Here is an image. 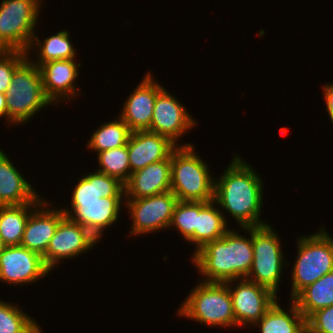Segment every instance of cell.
<instances>
[{"label": "cell", "mask_w": 333, "mask_h": 333, "mask_svg": "<svg viewBox=\"0 0 333 333\" xmlns=\"http://www.w3.org/2000/svg\"><path fill=\"white\" fill-rule=\"evenodd\" d=\"M192 144L178 145L171 154V191L179 201L214 200L215 179Z\"/></svg>", "instance_id": "obj_3"}, {"label": "cell", "mask_w": 333, "mask_h": 333, "mask_svg": "<svg viewBox=\"0 0 333 333\" xmlns=\"http://www.w3.org/2000/svg\"><path fill=\"white\" fill-rule=\"evenodd\" d=\"M28 58L15 69L6 92L7 119L13 125L30 121L36 112L52 104L45 95L39 67Z\"/></svg>", "instance_id": "obj_4"}, {"label": "cell", "mask_w": 333, "mask_h": 333, "mask_svg": "<svg viewBox=\"0 0 333 333\" xmlns=\"http://www.w3.org/2000/svg\"><path fill=\"white\" fill-rule=\"evenodd\" d=\"M197 222V201H177L169 228L174 226L178 229L186 241L195 232Z\"/></svg>", "instance_id": "obj_30"}, {"label": "cell", "mask_w": 333, "mask_h": 333, "mask_svg": "<svg viewBox=\"0 0 333 333\" xmlns=\"http://www.w3.org/2000/svg\"><path fill=\"white\" fill-rule=\"evenodd\" d=\"M45 206H49L46 200L32 210L20 244L41 256L46 253L60 220L65 216L62 209L49 210Z\"/></svg>", "instance_id": "obj_17"}, {"label": "cell", "mask_w": 333, "mask_h": 333, "mask_svg": "<svg viewBox=\"0 0 333 333\" xmlns=\"http://www.w3.org/2000/svg\"><path fill=\"white\" fill-rule=\"evenodd\" d=\"M297 242V260L291 276V300L302 289L333 271V237L325 229L299 237Z\"/></svg>", "instance_id": "obj_6"}, {"label": "cell", "mask_w": 333, "mask_h": 333, "mask_svg": "<svg viewBox=\"0 0 333 333\" xmlns=\"http://www.w3.org/2000/svg\"><path fill=\"white\" fill-rule=\"evenodd\" d=\"M291 301L305 319L315 311L333 305V271L302 289Z\"/></svg>", "instance_id": "obj_24"}, {"label": "cell", "mask_w": 333, "mask_h": 333, "mask_svg": "<svg viewBox=\"0 0 333 333\" xmlns=\"http://www.w3.org/2000/svg\"><path fill=\"white\" fill-rule=\"evenodd\" d=\"M243 229L250 238L231 229L193 255L192 261L205 282L225 283L248 276L253 260L252 227Z\"/></svg>", "instance_id": "obj_2"}, {"label": "cell", "mask_w": 333, "mask_h": 333, "mask_svg": "<svg viewBox=\"0 0 333 333\" xmlns=\"http://www.w3.org/2000/svg\"><path fill=\"white\" fill-rule=\"evenodd\" d=\"M179 307L178 315L209 326H234L232 298L226 283L200 282Z\"/></svg>", "instance_id": "obj_5"}, {"label": "cell", "mask_w": 333, "mask_h": 333, "mask_svg": "<svg viewBox=\"0 0 333 333\" xmlns=\"http://www.w3.org/2000/svg\"><path fill=\"white\" fill-rule=\"evenodd\" d=\"M214 201L230 213L242 228L262 226V180L254 169L236 156L221 177H215Z\"/></svg>", "instance_id": "obj_1"}, {"label": "cell", "mask_w": 333, "mask_h": 333, "mask_svg": "<svg viewBox=\"0 0 333 333\" xmlns=\"http://www.w3.org/2000/svg\"><path fill=\"white\" fill-rule=\"evenodd\" d=\"M306 333H333V305L315 311L306 319Z\"/></svg>", "instance_id": "obj_32"}, {"label": "cell", "mask_w": 333, "mask_h": 333, "mask_svg": "<svg viewBox=\"0 0 333 333\" xmlns=\"http://www.w3.org/2000/svg\"><path fill=\"white\" fill-rule=\"evenodd\" d=\"M163 89L164 87L155 82L151 73L148 72L130 94L119 117L132 132L150 128L156 97Z\"/></svg>", "instance_id": "obj_15"}, {"label": "cell", "mask_w": 333, "mask_h": 333, "mask_svg": "<svg viewBox=\"0 0 333 333\" xmlns=\"http://www.w3.org/2000/svg\"><path fill=\"white\" fill-rule=\"evenodd\" d=\"M49 272L42 256L22 245L5 246L0 253V281L7 284L33 283Z\"/></svg>", "instance_id": "obj_12"}, {"label": "cell", "mask_w": 333, "mask_h": 333, "mask_svg": "<svg viewBox=\"0 0 333 333\" xmlns=\"http://www.w3.org/2000/svg\"><path fill=\"white\" fill-rule=\"evenodd\" d=\"M6 117L7 119V104L6 94L0 92V118Z\"/></svg>", "instance_id": "obj_34"}, {"label": "cell", "mask_w": 333, "mask_h": 333, "mask_svg": "<svg viewBox=\"0 0 333 333\" xmlns=\"http://www.w3.org/2000/svg\"><path fill=\"white\" fill-rule=\"evenodd\" d=\"M40 0H3L0 5V50L24 51L35 35Z\"/></svg>", "instance_id": "obj_7"}, {"label": "cell", "mask_w": 333, "mask_h": 333, "mask_svg": "<svg viewBox=\"0 0 333 333\" xmlns=\"http://www.w3.org/2000/svg\"><path fill=\"white\" fill-rule=\"evenodd\" d=\"M230 280L225 282L232 298L233 312L237 326L256 324L277 300V295L270 289L258 285L246 278L239 279L235 286ZM234 289H233V287Z\"/></svg>", "instance_id": "obj_10"}, {"label": "cell", "mask_w": 333, "mask_h": 333, "mask_svg": "<svg viewBox=\"0 0 333 333\" xmlns=\"http://www.w3.org/2000/svg\"><path fill=\"white\" fill-rule=\"evenodd\" d=\"M33 44H38L37 46L40 48L37 51L39 52L38 60H35V62L32 61L38 67L43 63L53 60L75 59L76 51L72 47L73 45L71 40H69V32L67 30L59 31L57 34L44 39L43 43L34 35L28 50H32L31 48L36 46Z\"/></svg>", "instance_id": "obj_26"}, {"label": "cell", "mask_w": 333, "mask_h": 333, "mask_svg": "<svg viewBox=\"0 0 333 333\" xmlns=\"http://www.w3.org/2000/svg\"><path fill=\"white\" fill-rule=\"evenodd\" d=\"M99 241L85 227L64 216L53 235L46 253L42 256L51 271L61 259L74 258L85 253Z\"/></svg>", "instance_id": "obj_11"}, {"label": "cell", "mask_w": 333, "mask_h": 333, "mask_svg": "<svg viewBox=\"0 0 333 333\" xmlns=\"http://www.w3.org/2000/svg\"><path fill=\"white\" fill-rule=\"evenodd\" d=\"M78 66L81 65L76 64L74 59L53 60L39 66L45 95L53 104L60 99L74 97L79 92L74 85Z\"/></svg>", "instance_id": "obj_18"}, {"label": "cell", "mask_w": 333, "mask_h": 333, "mask_svg": "<svg viewBox=\"0 0 333 333\" xmlns=\"http://www.w3.org/2000/svg\"><path fill=\"white\" fill-rule=\"evenodd\" d=\"M215 201H197V222L194 235L188 240L196 244V251L203 248L207 243L222 238L229 230L227 218L224 213L216 208Z\"/></svg>", "instance_id": "obj_21"}, {"label": "cell", "mask_w": 333, "mask_h": 333, "mask_svg": "<svg viewBox=\"0 0 333 333\" xmlns=\"http://www.w3.org/2000/svg\"><path fill=\"white\" fill-rule=\"evenodd\" d=\"M125 186L119 179L98 171L82 177L72 192L71 201H100L101 197H124Z\"/></svg>", "instance_id": "obj_22"}, {"label": "cell", "mask_w": 333, "mask_h": 333, "mask_svg": "<svg viewBox=\"0 0 333 333\" xmlns=\"http://www.w3.org/2000/svg\"><path fill=\"white\" fill-rule=\"evenodd\" d=\"M122 198L101 197L100 201H71V210L62 208V211L99 240L103 229L117 221Z\"/></svg>", "instance_id": "obj_14"}, {"label": "cell", "mask_w": 333, "mask_h": 333, "mask_svg": "<svg viewBox=\"0 0 333 333\" xmlns=\"http://www.w3.org/2000/svg\"><path fill=\"white\" fill-rule=\"evenodd\" d=\"M28 57L24 51L0 50V92L6 94L15 69Z\"/></svg>", "instance_id": "obj_31"}, {"label": "cell", "mask_w": 333, "mask_h": 333, "mask_svg": "<svg viewBox=\"0 0 333 333\" xmlns=\"http://www.w3.org/2000/svg\"><path fill=\"white\" fill-rule=\"evenodd\" d=\"M40 203L0 206V237L5 246L20 245L32 209ZM31 208V209H30Z\"/></svg>", "instance_id": "obj_25"}, {"label": "cell", "mask_w": 333, "mask_h": 333, "mask_svg": "<svg viewBox=\"0 0 333 333\" xmlns=\"http://www.w3.org/2000/svg\"><path fill=\"white\" fill-rule=\"evenodd\" d=\"M27 181L0 150V206L41 203L43 200Z\"/></svg>", "instance_id": "obj_20"}, {"label": "cell", "mask_w": 333, "mask_h": 333, "mask_svg": "<svg viewBox=\"0 0 333 333\" xmlns=\"http://www.w3.org/2000/svg\"><path fill=\"white\" fill-rule=\"evenodd\" d=\"M328 115L333 123V83L323 87Z\"/></svg>", "instance_id": "obj_33"}, {"label": "cell", "mask_w": 333, "mask_h": 333, "mask_svg": "<svg viewBox=\"0 0 333 333\" xmlns=\"http://www.w3.org/2000/svg\"><path fill=\"white\" fill-rule=\"evenodd\" d=\"M130 171L171 157L178 147L170 138L150 131H133L127 142Z\"/></svg>", "instance_id": "obj_16"}, {"label": "cell", "mask_w": 333, "mask_h": 333, "mask_svg": "<svg viewBox=\"0 0 333 333\" xmlns=\"http://www.w3.org/2000/svg\"><path fill=\"white\" fill-rule=\"evenodd\" d=\"M289 313L278 304V299L254 325H259L261 333H306V319L295 303L291 302Z\"/></svg>", "instance_id": "obj_23"}, {"label": "cell", "mask_w": 333, "mask_h": 333, "mask_svg": "<svg viewBox=\"0 0 333 333\" xmlns=\"http://www.w3.org/2000/svg\"><path fill=\"white\" fill-rule=\"evenodd\" d=\"M252 246L253 260L246 279L278 294L285 258L277 233L269 224L252 227Z\"/></svg>", "instance_id": "obj_8"}, {"label": "cell", "mask_w": 333, "mask_h": 333, "mask_svg": "<svg viewBox=\"0 0 333 333\" xmlns=\"http://www.w3.org/2000/svg\"><path fill=\"white\" fill-rule=\"evenodd\" d=\"M195 124L185 107L164 88L156 97L151 126L147 131L164 135L178 145V139Z\"/></svg>", "instance_id": "obj_13"}, {"label": "cell", "mask_w": 333, "mask_h": 333, "mask_svg": "<svg viewBox=\"0 0 333 333\" xmlns=\"http://www.w3.org/2000/svg\"><path fill=\"white\" fill-rule=\"evenodd\" d=\"M177 201L176 195L171 190L142 198L127 197L124 202L133 220L130 234L141 235L168 228Z\"/></svg>", "instance_id": "obj_9"}, {"label": "cell", "mask_w": 333, "mask_h": 333, "mask_svg": "<svg viewBox=\"0 0 333 333\" xmlns=\"http://www.w3.org/2000/svg\"><path fill=\"white\" fill-rule=\"evenodd\" d=\"M97 159L98 172L115 177L124 184L129 180L131 171L127 145L101 151L98 153Z\"/></svg>", "instance_id": "obj_29"}, {"label": "cell", "mask_w": 333, "mask_h": 333, "mask_svg": "<svg viewBox=\"0 0 333 333\" xmlns=\"http://www.w3.org/2000/svg\"><path fill=\"white\" fill-rule=\"evenodd\" d=\"M118 119L100 125L91 135L87 147L99 153L127 145L132 131L120 117Z\"/></svg>", "instance_id": "obj_27"}, {"label": "cell", "mask_w": 333, "mask_h": 333, "mask_svg": "<svg viewBox=\"0 0 333 333\" xmlns=\"http://www.w3.org/2000/svg\"><path fill=\"white\" fill-rule=\"evenodd\" d=\"M124 186L125 196L130 198L148 197L169 191L171 157L134 171Z\"/></svg>", "instance_id": "obj_19"}, {"label": "cell", "mask_w": 333, "mask_h": 333, "mask_svg": "<svg viewBox=\"0 0 333 333\" xmlns=\"http://www.w3.org/2000/svg\"><path fill=\"white\" fill-rule=\"evenodd\" d=\"M38 323L22 309L0 300V333H41Z\"/></svg>", "instance_id": "obj_28"}, {"label": "cell", "mask_w": 333, "mask_h": 333, "mask_svg": "<svg viewBox=\"0 0 333 333\" xmlns=\"http://www.w3.org/2000/svg\"><path fill=\"white\" fill-rule=\"evenodd\" d=\"M4 247H5V245H4V243L2 242V239H1V237H0V253L3 251Z\"/></svg>", "instance_id": "obj_35"}]
</instances>
